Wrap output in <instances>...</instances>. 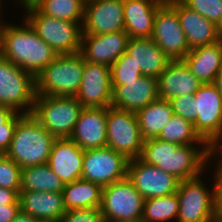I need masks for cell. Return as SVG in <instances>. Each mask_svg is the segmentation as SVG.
<instances>
[{"mask_svg":"<svg viewBox=\"0 0 222 222\" xmlns=\"http://www.w3.org/2000/svg\"><path fill=\"white\" fill-rule=\"evenodd\" d=\"M55 140L32 114H24L17 121L12 142L5 155L21 169L46 164Z\"/></svg>","mask_w":222,"mask_h":222,"instance_id":"obj_3","label":"cell"},{"mask_svg":"<svg viewBox=\"0 0 222 222\" xmlns=\"http://www.w3.org/2000/svg\"><path fill=\"white\" fill-rule=\"evenodd\" d=\"M20 211L41 222H59L66 213L62 193L42 191H20Z\"/></svg>","mask_w":222,"mask_h":222,"instance_id":"obj_23","label":"cell"},{"mask_svg":"<svg viewBox=\"0 0 222 222\" xmlns=\"http://www.w3.org/2000/svg\"><path fill=\"white\" fill-rule=\"evenodd\" d=\"M59 222H104L100 208H82L66 211Z\"/></svg>","mask_w":222,"mask_h":222,"instance_id":"obj_37","label":"cell"},{"mask_svg":"<svg viewBox=\"0 0 222 222\" xmlns=\"http://www.w3.org/2000/svg\"><path fill=\"white\" fill-rule=\"evenodd\" d=\"M144 200L127 177L102 187L100 210L104 222H123L141 219Z\"/></svg>","mask_w":222,"mask_h":222,"instance_id":"obj_8","label":"cell"},{"mask_svg":"<svg viewBox=\"0 0 222 222\" xmlns=\"http://www.w3.org/2000/svg\"><path fill=\"white\" fill-rule=\"evenodd\" d=\"M1 14V12H0ZM0 47H1V39H2V31H3V27H4V23H2V19H0Z\"/></svg>","mask_w":222,"mask_h":222,"instance_id":"obj_47","label":"cell"},{"mask_svg":"<svg viewBox=\"0 0 222 222\" xmlns=\"http://www.w3.org/2000/svg\"><path fill=\"white\" fill-rule=\"evenodd\" d=\"M84 150L69 138L56 139L48 166L65 184L81 179Z\"/></svg>","mask_w":222,"mask_h":222,"instance_id":"obj_21","label":"cell"},{"mask_svg":"<svg viewBox=\"0 0 222 222\" xmlns=\"http://www.w3.org/2000/svg\"><path fill=\"white\" fill-rule=\"evenodd\" d=\"M126 53L147 77L158 78L171 61L152 38H130Z\"/></svg>","mask_w":222,"mask_h":222,"instance_id":"obj_25","label":"cell"},{"mask_svg":"<svg viewBox=\"0 0 222 222\" xmlns=\"http://www.w3.org/2000/svg\"><path fill=\"white\" fill-rule=\"evenodd\" d=\"M84 71V57L75 54L57 55L35 77L36 95L75 96L80 88Z\"/></svg>","mask_w":222,"mask_h":222,"instance_id":"obj_4","label":"cell"},{"mask_svg":"<svg viewBox=\"0 0 222 222\" xmlns=\"http://www.w3.org/2000/svg\"><path fill=\"white\" fill-rule=\"evenodd\" d=\"M107 114L108 107H84L69 139L83 150L106 147Z\"/></svg>","mask_w":222,"mask_h":222,"instance_id":"obj_19","label":"cell"},{"mask_svg":"<svg viewBox=\"0 0 222 222\" xmlns=\"http://www.w3.org/2000/svg\"><path fill=\"white\" fill-rule=\"evenodd\" d=\"M158 99L157 78L142 75L126 85L116 86L112 90L111 106L137 113Z\"/></svg>","mask_w":222,"mask_h":222,"instance_id":"obj_20","label":"cell"},{"mask_svg":"<svg viewBox=\"0 0 222 222\" xmlns=\"http://www.w3.org/2000/svg\"><path fill=\"white\" fill-rule=\"evenodd\" d=\"M110 70L112 90L116 86L126 85V82L135 81L142 76L140 68L126 52L111 65Z\"/></svg>","mask_w":222,"mask_h":222,"instance_id":"obj_33","label":"cell"},{"mask_svg":"<svg viewBox=\"0 0 222 222\" xmlns=\"http://www.w3.org/2000/svg\"><path fill=\"white\" fill-rule=\"evenodd\" d=\"M0 187L21 191V168L5 154H0Z\"/></svg>","mask_w":222,"mask_h":222,"instance_id":"obj_34","label":"cell"},{"mask_svg":"<svg viewBox=\"0 0 222 222\" xmlns=\"http://www.w3.org/2000/svg\"><path fill=\"white\" fill-rule=\"evenodd\" d=\"M151 38L171 60H183L190 51L177 12L167 1L156 12Z\"/></svg>","mask_w":222,"mask_h":222,"instance_id":"obj_12","label":"cell"},{"mask_svg":"<svg viewBox=\"0 0 222 222\" xmlns=\"http://www.w3.org/2000/svg\"><path fill=\"white\" fill-rule=\"evenodd\" d=\"M64 183L48 164L21 169V191H42L62 193Z\"/></svg>","mask_w":222,"mask_h":222,"instance_id":"obj_29","label":"cell"},{"mask_svg":"<svg viewBox=\"0 0 222 222\" xmlns=\"http://www.w3.org/2000/svg\"><path fill=\"white\" fill-rule=\"evenodd\" d=\"M166 0H124V25L130 38H151L154 18Z\"/></svg>","mask_w":222,"mask_h":222,"instance_id":"obj_24","label":"cell"},{"mask_svg":"<svg viewBox=\"0 0 222 222\" xmlns=\"http://www.w3.org/2000/svg\"><path fill=\"white\" fill-rule=\"evenodd\" d=\"M19 1L20 5L24 7V9L29 10L32 8H37V6L43 1V0H17Z\"/></svg>","mask_w":222,"mask_h":222,"instance_id":"obj_45","label":"cell"},{"mask_svg":"<svg viewBox=\"0 0 222 222\" xmlns=\"http://www.w3.org/2000/svg\"><path fill=\"white\" fill-rule=\"evenodd\" d=\"M125 31L124 0L85 2L82 34L98 35Z\"/></svg>","mask_w":222,"mask_h":222,"instance_id":"obj_15","label":"cell"},{"mask_svg":"<svg viewBox=\"0 0 222 222\" xmlns=\"http://www.w3.org/2000/svg\"><path fill=\"white\" fill-rule=\"evenodd\" d=\"M75 98L83 107L103 108L111 106L110 67L84 60L83 78Z\"/></svg>","mask_w":222,"mask_h":222,"instance_id":"obj_16","label":"cell"},{"mask_svg":"<svg viewBox=\"0 0 222 222\" xmlns=\"http://www.w3.org/2000/svg\"><path fill=\"white\" fill-rule=\"evenodd\" d=\"M136 115L142 138L146 141L158 138L174 112L170 101L158 99L139 110Z\"/></svg>","mask_w":222,"mask_h":222,"instance_id":"obj_27","label":"cell"},{"mask_svg":"<svg viewBox=\"0 0 222 222\" xmlns=\"http://www.w3.org/2000/svg\"><path fill=\"white\" fill-rule=\"evenodd\" d=\"M140 159L183 181L201 176L210 164V151L209 146H179L155 138L144 141Z\"/></svg>","mask_w":222,"mask_h":222,"instance_id":"obj_1","label":"cell"},{"mask_svg":"<svg viewBox=\"0 0 222 222\" xmlns=\"http://www.w3.org/2000/svg\"><path fill=\"white\" fill-rule=\"evenodd\" d=\"M172 110L175 115L194 123L198 113L195 107V98L193 94L182 95L170 100Z\"/></svg>","mask_w":222,"mask_h":222,"instance_id":"obj_36","label":"cell"},{"mask_svg":"<svg viewBox=\"0 0 222 222\" xmlns=\"http://www.w3.org/2000/svg\"><path fill=\"white\" fill-rule=\"evenodd\" d=\"M0 55L36 77L58 54L24 20L23 26L4 25Z\"/></svg>","mask_w":222,"mask_h":222,"instance_id":"obj_2","label":"cell"},{"mask_svg":"<svg viewBox=\"0 0 222 222\" xmlns=\"http://www.w3.org/2000/svg\"><path fill=\"white\" fill-rule=\"evenodd\" d=\"M62 196L66 211L82 208H100L102 187L99 184L78 179L64 185Z\"/></svg>","mask_w":222,"mask_h":222,"instance_id":"obj_28","label":"cell"},{"mask_svg":"<svg viewBox=\"0 0 222 222\" xmlns=\"http://www.w3.org/2000/svg\"><path fill=\"white\" fill-rule=\"evenodd\" d=\"M127 178L145 200L176 193L180 182L173 174L146 164L140 158L128 161Z\"/></svg>","mask_w":222,"mask_h":222,"instance_id":"obj_13","label":"cell"},{"mask_svg":"<svg viewBox=\"0 0 222 222\" xmlns=\"http://www.w3.org/2000/svg\"><path fill=\"white\" fill-rule=\"evenodd\" d=\"M15 113V111L7 106L0 105V127H5V122Z\"/></svg>","mask_w":222,"mask_h":222,"instance_id":"obj_43","label":"cell"},{"mask_svg":"<svg viewBox=\"0 0 222 222\" xmlns=\"http://www.w3.org/2000/svg\"><path fill=\"white\" fill-rule=\"evenodd\" d=\"M37 9L44 15L83 23L85 1L84 0H43Z\"/></svg>","mask_w":222,"mask_h":222,"instance_id":"obj_32","label":"cell"},{"mask_svg":"<svg viewBox=\"0 0 222 222\" xmlns=\"http://www.w3.org/2000/svg\"><path fill=\"white\" fill-rule=\"evenodd\" d=\"M158 139L174 143L177 145H202L209 146L196 133L191 121L183 119L181 116L173 115L165 128L160 132ZM194 143V144H193Z\"/></svg>","mask_w":222,"mask_h":222,"instance_id":"obj_30","label":"cell"},{"mask_svg":"<svg viewBox=\"0 0 222 222\" xmlns=\"http://www.w3.org/2000/svg\"><path fill=\"white\" fill-rule=\"evenodd\" d=\"M19 211V204L0 206V222H11Z\"/></svg>","mask_w":222,"mask_h":222,"instance_id":"obj_40","label":"cell"},{"mask_svg":"<svg viewBox=\"0 0 222 222\" xmlns=\"http://www.w3.org/2000/svg\"><path fill=\"white\" fill-rule=\"evenodd\" d=\"M214 179V199H215V218L222 222V170L215 169Z\"/></svg>","mask_w":222,"mask_h":222,"instance_id":"obj_39","label":"cell"},{"mask_svg":"<svg viewBox=\"0 0 222 222\" xmlns=\"http://www.w3.org/2000/svg\"><path fill=\"white\" fill-rule=\"evenodd\" d=\"M213 84L216 86L218 92L222 95V67L215 77Z\"/></svg>","mask_w":222,"mask_h":222,"instance_id":"obj_46","label":"cell"},{"mask_svg":"<svg viewBox=\"0 0 222 222\" xmlns=\"http://www.w3.org/2000/svg\"><path fill=\"white\" fill-rule=\"evenodd\" d=\"M123 222H144L142 219L134 220V221H123Z\"/></svg>","mask_w":222,"mask_h":222,"instance_id":"obj_48","label":"cell"},{"mask_svg":"<svg viewBox=\"0 0 222 222\" xmlns=\"http://www.w3.org/2000/svg\"><path fill=\"white\" fill-rule=\"evenodd\" d=\"M186 6L198 12L222 29V0H181Z\"/></svg>","mask_w":222,"mask_h":222,"instance_id":"obj_35","label":"cell"},{"mask_svg":"<svg viewBox=\"0 0 222 222\" xmlns=\"http://www.w3.org/2000/svg\"><path fill=\"white\" fill-rule=\"evenodd\" d=\"M177 193L144 200L142 220L144 222H168L178 217Z\"/></svg>","mask_w":222,"mask_h":222,"instance_id":"obj_31","label":"cell"},{"mask_svg":"<svg viewBox=\"0 0 222 222\" xmlns=\"http://www.w3.org/2000/svg\"><path fill=\"white\" fill-rule=\"evenodd\" d=\"M75 96L36 95L32 116L56 139L69 138L83 110Z\"/></svg>","mask_w":222,"mask_h":222,"instance_id":"obj_5","label":"cell"},{"mask_svg":"<svg viewBox=\"0 0 222 222\" xmlns=\"http://www.w3.org/2000/svg\"><path fill=\"white\" fill-rule=\"evenodd\" d=\"M159 99L172 100L182 95L194 94L202 85L184 60H171L157 78Z\"/></svg>","mask_w":222,"mask_h":222,"instance_id":"obj_22","label":"cell"},{"mask_svg":"<svg viewBox=\"0 0 222 222\" xmlns=\"http://www.w3.org/2000/svg\"><path fill=\"white\" fill-rule=\"evenodd\" d=\"M183 60L202 84L213 83L222 67V39L191 49Z\"/></svg>","mask_w":222,"mask_h":222,"instance_id":"obj_26","label":"cell"},{"mask_svg":"<svg viewBox=\"0 0 222 222\" xmlns=\"http://www.w3.org/2000/svg\"><path fill=\"white\" fill-rule=\"evenodd\" d=\"M177 12L189 49L210 45L222 39V29L181 0H166Z\"/></svg>","mask_w":222,"mask_h":222,"instance_id":"obj_17","label":"cell"},{"mask_svg":"<svg viewBox=\"0 0 222 222\" xmlns=\"http://www.w3.org/2000/svg\"><path fill=\"white\" fill-rule=\"evenodd\" d=\"M21 112H15L6 122L5 127H0V154H5L8 150L14 131L16 128L17 121L23 116Z\"/></svg>","mask_w":222,"mask_h":222,"instance_id":"obj_38","label":"cell"},{"mask_svg":"<svg viewBox=\"0 0 222 222\" xmlns=\"http://www.w3.org/2000/svg\"><path fill=\"white\" fill-rule=\"evenodd\" d=\"M209 151H210V160L212 157H215V154H220L222 155V131L220 135L212 142L209 146ZM219 151V152H218ZM219 164L216 167L219 170H222V158H219Z\"/></svg>","mask_w":222,"mask_h":222,"instance_id":"obj_42","label":"cell"},{"mask_svg":"<svg viewBox=\"0 0 222 222\" xmlns=\"http://www.w3.org/2000/svg\"><path fill=\"white\" fill-rule=\"evenodd\" d=\"M35 96V77L0 55V105L31 114Z\"/></svg>","mask_w":222,"mask_h":222,"instance_id":"obj_7","label":"cell"},{"mask_svg":"<svg viewBox=\"0 0 222 222\" xmlns=\"http://www.w3.org/2000/svg\"><path fill=\"white\" fill-rule=\"evenodd\" d=\"M193 95L198 113L194 129L210 146L222 131V95L213 83L202 84Z\"/></svg>","mask_w":222,"mask_h":222,"instance_id":"obj_14","label":"cell"},{"mask_svg":"<svg viewBox=\"0 0 222 222\" xmlns=\"http://www.w3.org/2000/svg\"><path fill=\"white\" fill-rule=\"evenodd\" d=\"M26 13L24 20L58 55L80 52L83 23L49 17L37 8L29 9Z\"/></svg>","mask_w":222,"mask_h":222,"instance_id":"obj_6","label":"cell"},{"mask_svg":"<svg viewBox=\"0 0 222 222\" xmlns=\"http://www.w3.org/2000/svg\"><path fill=\"white\" fill-rule=\"evenodd\" d=\"M19 204V193L16 190L0 187V206Z\"/></svg>","mask_w":222,"mask_h":222,"instance_id":"obj_41","label":"cell"},{"mask_svg":"<svg viewBox=\"0 0 222 222\" xmlns=\"http://www.w3.org/2000/svg\"><path fill=\"white\" fill-rule=\"evenodd\" d=\"M11 222H41V221L38 218H35L27 213L19 211Z\"/></svg>","mask_w":222,"mask_h":222,"instance_id":"obj_44","label":"cell"},{"mask_svg":"<svg viewBox=\"0 0 222 222\" xmlns=\"http://www.w3.org/2000/svg\"><path fill=\"white\" fill-rule=\"evenodd\" d=\"M128 159L110 147L84 150L81 179L101 187L127 177Z\"/></svg>","mask_w":222,"mask_h":222,"instance_id":"obj_11","label":"cell"},{"mask_svg":"<svg viewBox=\"0 0 222 222\" xmlns=\"http://www.w3.org/2000/svg\"><path fill=\"white\" fill-rule=\"evenodd\" d=\"M129 40L130 36L126 31L98 35L82 34L80 53L86 62L111 67L126 52Z\"/></svg>","mask_w":222,"mask_h":222,"instance_id":"obj_18","label":"cell"},{"mask_svg":"<svg viewBox=\"0 0 222 222\" xmlns=\"http://www.w3.org/2000/svg\"><path fill=\"white\" fill-rule=\"evenodd\" d=\"M106 125L107 147L123 154L128 160L140 158L144 139L136 113L109 106Z\"/></svg>","mask_w":222,"mask_h":222,"instance_id":"obj_9","label":"cell"},{"mask_svg":"<svg viewBox=\"0 0 222 222\" xmlns=\"http://www.w3.org/2000/svg\"><path fill=\"white\" fill-rule=\"evenodd\" d=\"M199 178L179 182L177 222H216L214 186L210 191Z\"/></svg>","mask_w":222,"mask_h":222,"instance_id":"obj_10","label":"cell"}]
</instances>
